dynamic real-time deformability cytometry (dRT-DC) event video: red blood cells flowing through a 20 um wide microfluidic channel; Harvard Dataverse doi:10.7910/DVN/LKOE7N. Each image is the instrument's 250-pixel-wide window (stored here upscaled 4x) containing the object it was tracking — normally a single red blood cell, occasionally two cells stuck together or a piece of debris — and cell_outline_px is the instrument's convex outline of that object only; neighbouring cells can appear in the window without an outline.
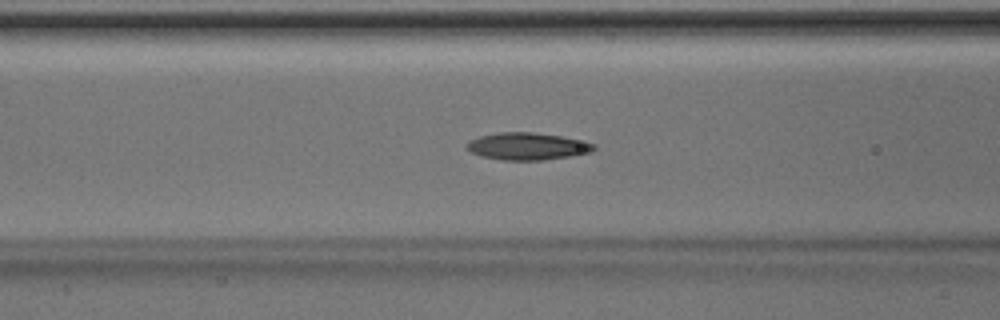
{"species": "Egyptian fruit bat (a non-hibernating species)", "species_latin": "Rousettus aegyptiacus", "temperature_condition": "room temperature", "stored_images_in_passage": 48, "camera_frame_rate_fps": 3000, "um_per_image_px": 0.085, "animal": {"sex": "male"}, "frame": {"image": 1, "passage_image": 18, "time_ms": 5.667, "image_size_px": [1000, 320], "cell_outline_px": [[596, 148], [592, 152], [544, 160], [504, 160], [480, 156], [472, 152], [468, 148], [468, 140], [480, 136], [500, 132], [532, 132], [560, 136], [596, 144]], "centroid_in_image_um": [44.83, 12.43], "position_along_channel_um": 121.8, "area_um2": 19.94}}
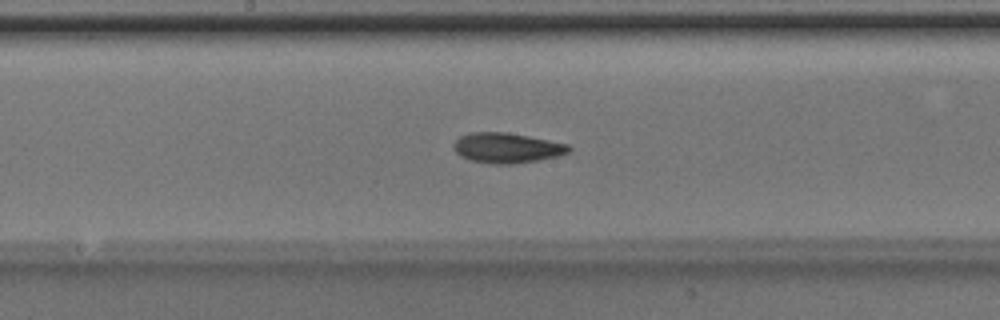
{"frame": {"image": 2, "passage_image": 24, "time_ms": 7.667, "image_size_px": [1000, 320], "cell_outline_px": [[572, 148], [568, 152], [556, 156], [536, 160], [512, 164], [496, 164], [472, 160], [460, 156], [452, 148], [452, 144], [460, 136], [468, 132], [504, 132], [528, 136], [568, 144]], "centroid_in_image_um": [43.04, 12.56], "position_along_channel_um": 205.2, "area_um2": 20.06}}
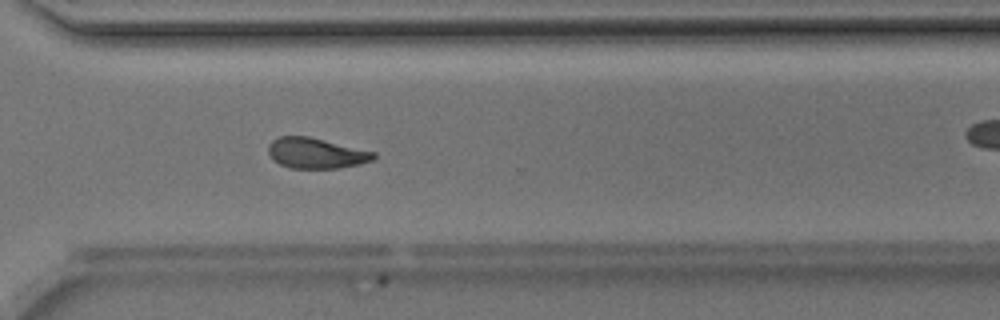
{"frame": {"image": 3, "passage_image": 34, "time_ms": 11.0, "image_size_px": [1000, 320], "cell_outline_px": [[376, 156], [372, 160], [360, 164], [340, 168], [288, 168], [272, 160], [268, 152], [268, 144], [272, 140], [280, 136], [308, 136], [376, 152]], "centroid_in_image_um": [26.84, 13.02], "position_along_channel_um": 343.8, "area_um2": 18.84}, "authors_computed_cell_mechanics": {"area_um2": 19.3052, "velocity_mm_per_s": 4.1647, "shape_relaxation_time_tau1_ms": 3.7894, "shape_relaxation_time_tau2_ms": 2.6211, "deformation_change_tau1": 0.1247, "deformation_change_tau2": 0.0911}}